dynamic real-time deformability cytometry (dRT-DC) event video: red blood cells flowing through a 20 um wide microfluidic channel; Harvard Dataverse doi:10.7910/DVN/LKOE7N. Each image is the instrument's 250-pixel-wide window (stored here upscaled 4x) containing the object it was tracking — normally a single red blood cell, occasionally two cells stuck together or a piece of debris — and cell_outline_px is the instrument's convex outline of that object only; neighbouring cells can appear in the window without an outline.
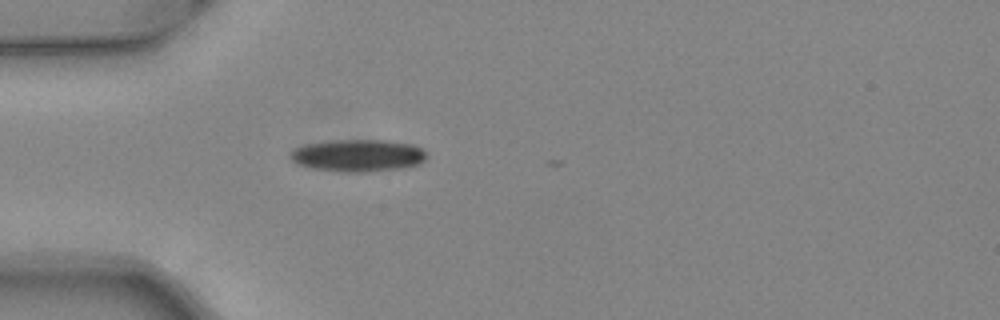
{"species": "common noctule bat (a hibernating species)", "species_latin": "Nyctalus noctula", "temperature_condition": "warm", "stored_images_in_passage": 4, "camera_frame_rate_fps": 3000, "um_per_image_px": 0.085, "animal": {"sex": "female", "body_mass_g": 24.6, "forearm_length_mm": 56.2}, "frame": {"image": 1, "passage_image": 2, "time_ms": 0.333, "image_size_px": [1000, 320], "cell_outline_px": [[428, 156], [420, 164], [400, 168], [364, 172], [344, 172], [312, 168], [296, 164], [288, 156], [296, 148], [304, 144], [332, 140], [384, 140], [412, 144], [420, 148]], "centroid_in_image_um": [30.41, 13.21], "position_along_channel_um": 54.6, "area_um2": 25.55}}